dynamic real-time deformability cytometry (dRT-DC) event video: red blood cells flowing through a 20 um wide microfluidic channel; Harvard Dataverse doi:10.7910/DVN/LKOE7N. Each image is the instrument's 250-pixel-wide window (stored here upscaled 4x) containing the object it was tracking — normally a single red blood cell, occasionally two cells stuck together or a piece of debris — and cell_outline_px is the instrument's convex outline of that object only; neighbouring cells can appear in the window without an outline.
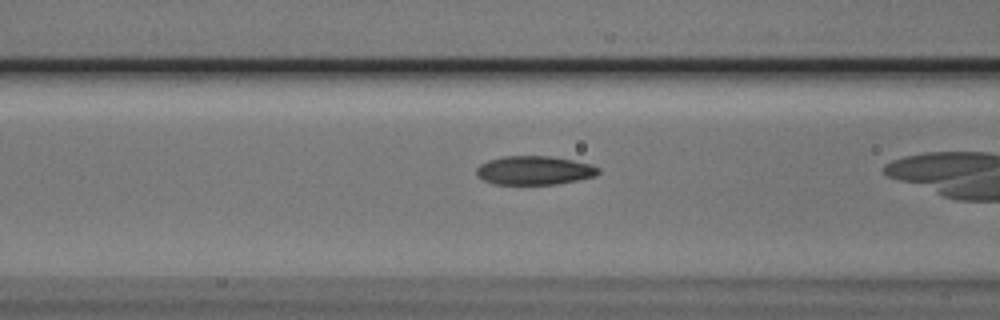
{"species": "Egyptian fruit bat (a non-hibernating species)", "species_latin": "Rousettus aegyptiacus", "temperature_condition": "cold", "stored_images_in_passage": 24, "camera_frame_rate_fps": 3000, "um_per_image_px": 0.085, "animal": {"sex": "male"}, "frame": {"image": 1, "passage_image": 17, "time_ms": 5.333, "image_size_px": [1000, 320], "cell_outline_px": [[600, 172], [596, 176], [556, 184], [496, 184], [484, 180], [476, 172], [476, 168], [480, 164], [488, 160], [504, 156], [552, 156], [592, 164], [600, 168]], "centroid_in_image_um": [45.45, 14.47], "position_along_channel_um": 121.2, "area_um2": 20.4}}